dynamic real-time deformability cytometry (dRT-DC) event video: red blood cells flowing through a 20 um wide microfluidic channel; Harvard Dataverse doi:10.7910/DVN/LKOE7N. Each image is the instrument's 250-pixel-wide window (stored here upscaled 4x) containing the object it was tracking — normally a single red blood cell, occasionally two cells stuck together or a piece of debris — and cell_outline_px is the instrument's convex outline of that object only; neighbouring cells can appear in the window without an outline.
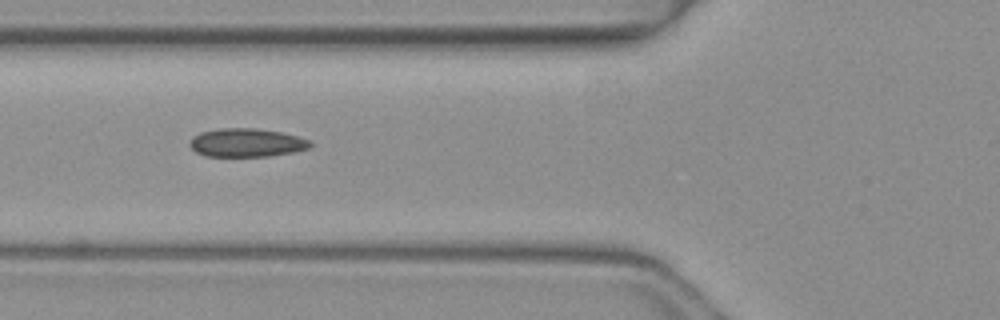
{"species": "common noctule bat (a hibernating species)", "species_latin": "Nyctalus noctula", "temperature_condition": "warm", "stored_images_in_passage": 6, "camera_frame_rate_fps": 3000, "um_per_image_px": 0.085, "animal": {"sex": "female", "body_mass_g": 19.3, "forearm_length_mm": 54.1}, "frame": {"image": 1, "passage_image": 5, "time_ms": 1.333, "image_size_px": [1000, 320], "cell_outline_px": [[312, 148], [292, 152], [268, 156], [204, 156], [196, 152], [188, 144], [192, 136], [200, 132], [220, 128], [256, 128], [280, 132], [312, 140]], "centroid_in_image_um": [20.95, 12.12], "position_along_channel_um": 104.8, "area_um2": 20.11}}
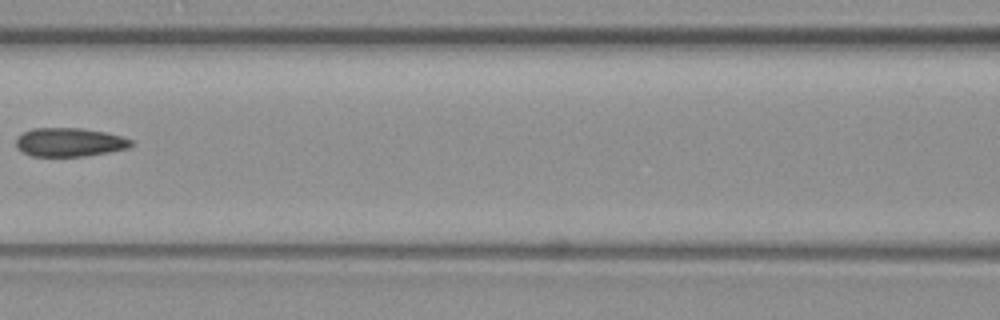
{"frame": {"image": 2, "passage_image": 6, "time_ms": 1.667, "image_size_px": [1000, 320], "cell_outline_px": [[132, 144], [128, 148], [108, 152], [84, 156], [32, 156], [16, 148], [16, 140], [24, 132], [32, 128], [80, 128], [104, 132], [120, 136], [132, 140]], "centroid_in_image_um": [5.89, 12.09], "position_along_channel_um": 160.7, "area_um2": 19.02}}